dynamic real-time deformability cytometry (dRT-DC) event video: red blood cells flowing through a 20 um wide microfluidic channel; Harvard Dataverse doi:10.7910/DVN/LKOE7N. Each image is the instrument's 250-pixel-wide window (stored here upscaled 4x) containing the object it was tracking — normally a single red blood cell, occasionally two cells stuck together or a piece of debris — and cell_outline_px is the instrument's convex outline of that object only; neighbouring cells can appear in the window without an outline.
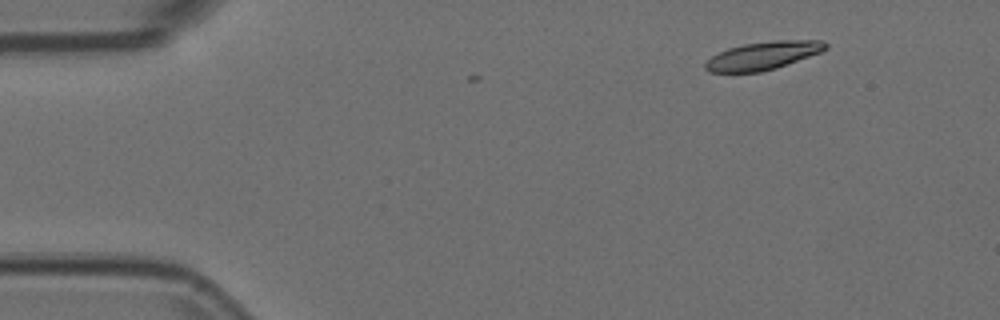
{"species": "Egyptian fruit bat (a non-hibernating species)", "species_latin": "Rousettus aegyptiacus", "temperature_condition": "room temperature", "stored_images_in_passage": 5, "camera_frame_rate_fps": 3000, "um_per_image_px": 0.085, "animal": {"sex": "female"}, "frame": {"image": 1, "passage_image": 2, "time_ms": 0.333, "image_size_px": [1000, 320], "cell_outline_px": [[828, 48], [820, 52], [776, 68], [760, 72], [708, 72], [704, 68], [704, 64], [712, 56], [728, 48], [744, 44], [776, 40], [820, 40], [828, 44]], "centroid_in_image_um": [64.85, 4.73], "position_along_channel_um": 20.2, "area_um2": 19.48}}